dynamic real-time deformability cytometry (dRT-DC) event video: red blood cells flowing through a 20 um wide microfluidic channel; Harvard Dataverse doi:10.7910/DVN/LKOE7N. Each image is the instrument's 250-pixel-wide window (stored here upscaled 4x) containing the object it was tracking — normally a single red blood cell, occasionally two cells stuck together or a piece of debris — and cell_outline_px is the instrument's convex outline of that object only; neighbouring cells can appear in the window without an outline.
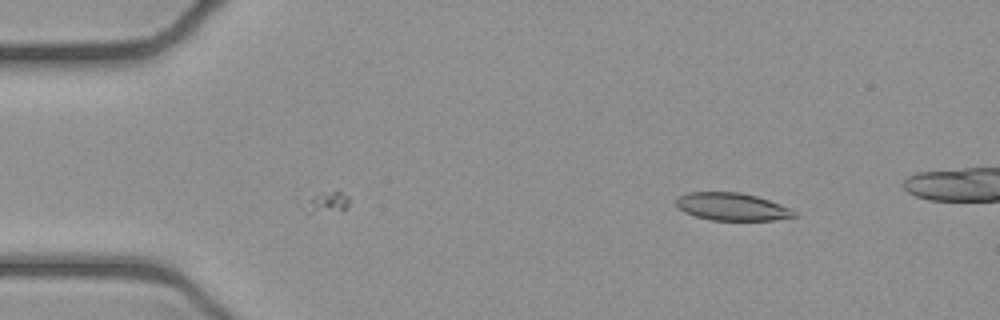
{"species": "common noctule bat (a hibernating species)", "species_latin": "Nyctalus noctula", "temperature_condition": "cold", "stored_images_in_passage": 12, "camera_frame_rate_fps": 3000, "um_per_image_px": 0.085, "animal": {"sex": "female", "body_mass_g": 21.9}, "frame": {"image": 1, "passage_image": 12, "time_ms": 3.667, "image_size_px": [1000, 320], "cell_outline_px": [[796, 216], [772, 220], [712, 220], [696, 216], [684, 212], [676, 204], [676, 196], [688, 192], [740, 192], [756, 196], [792, 208], [796, 212]], "centroid_in_image_um": [62.21, 17.56], "position_along_channel_um": 22.8, "area_um2": 18.96}}